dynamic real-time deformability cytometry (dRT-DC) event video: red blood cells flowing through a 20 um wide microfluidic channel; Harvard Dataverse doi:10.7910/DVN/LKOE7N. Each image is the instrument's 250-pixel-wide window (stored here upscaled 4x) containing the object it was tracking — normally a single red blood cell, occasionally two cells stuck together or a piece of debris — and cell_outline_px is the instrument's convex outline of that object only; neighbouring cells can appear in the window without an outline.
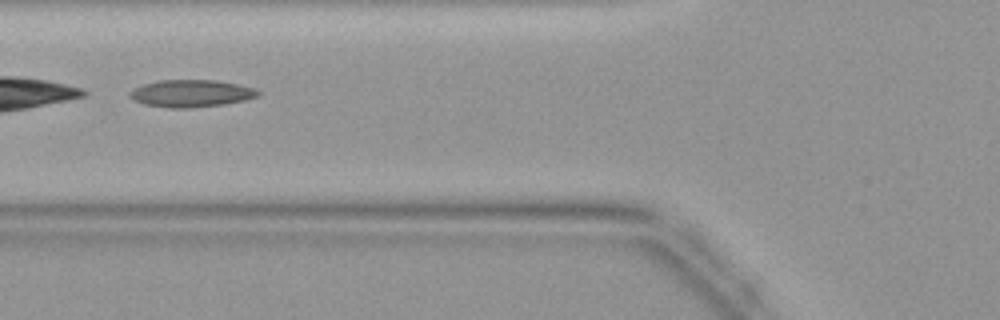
{"species": "common noctule bat (a hibernating species)", "species_latin": "Nyctalus noctula", "temperature_condition": "warm", "stored_images_in_passage": 29, "camera_frame_rate_fps": 3000, "um_per_image_px": 0.085, "animal": {"sex": "female", "body_mass_g": 19.9}, "frame": {"image": 1, "passage_image": 5, "time_ms": 1.333, "image_size_px": [1000, 320], "cell_outline_px": [[260, 96], [244, 100], [224, 104], [188, 108], [168, 108], [144, 104], [132, 100], [128, 96], [128, 92], [144, 84], [160, 80], [216, 80], [236, 84], [252, 88], [260, 92]], "centroid_in_image_um": [16.21, 7.94], "position_along_channel_um": 109.6, "area_um2": 20.29}}